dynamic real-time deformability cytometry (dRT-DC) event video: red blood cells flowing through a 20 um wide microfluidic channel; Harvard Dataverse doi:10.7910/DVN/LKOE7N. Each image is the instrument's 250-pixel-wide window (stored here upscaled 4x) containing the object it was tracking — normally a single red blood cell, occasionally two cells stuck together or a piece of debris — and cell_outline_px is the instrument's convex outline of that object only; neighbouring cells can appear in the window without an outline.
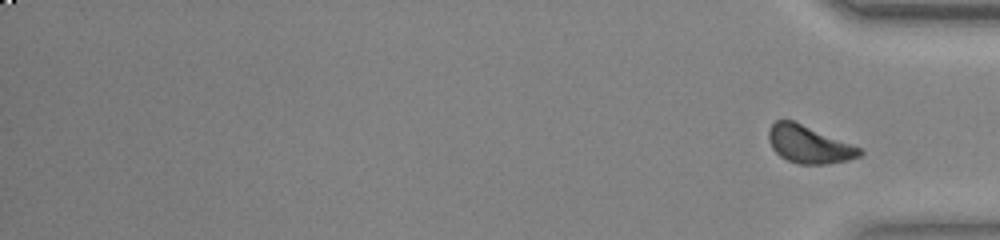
{"species": "common noctule bat (a hibernating species)", "species_latin": "Nyctalus noctula", "temperature_condition": "warm", "stored_images_in_passage": 50, "segment_of_instrument_passage": [2, 2], "camera_frame_rate_fps": 3000, "um_per_image_px": 0.085, "animal": {"sex": "female", "body_mass_g": 23.0, "forearm_length_mm": 53.4}, "frame": {"image": 1, "passage_image": 50, "time_ms": 16.333, "image_size_px": [1000, 240], "cell_outline_px": [[864, 152], [860, 156], [848, 160], [828, 164], [800, 164], [788, 160], [780, 156], [772, 148], [768, 140], [768, 128], [776, 120], [792, 120], [860, 148]], "centroid_in_image_um": [68.72, 12.28], "position_along_channel_um": 366.5, "area_um2": 19.65}}